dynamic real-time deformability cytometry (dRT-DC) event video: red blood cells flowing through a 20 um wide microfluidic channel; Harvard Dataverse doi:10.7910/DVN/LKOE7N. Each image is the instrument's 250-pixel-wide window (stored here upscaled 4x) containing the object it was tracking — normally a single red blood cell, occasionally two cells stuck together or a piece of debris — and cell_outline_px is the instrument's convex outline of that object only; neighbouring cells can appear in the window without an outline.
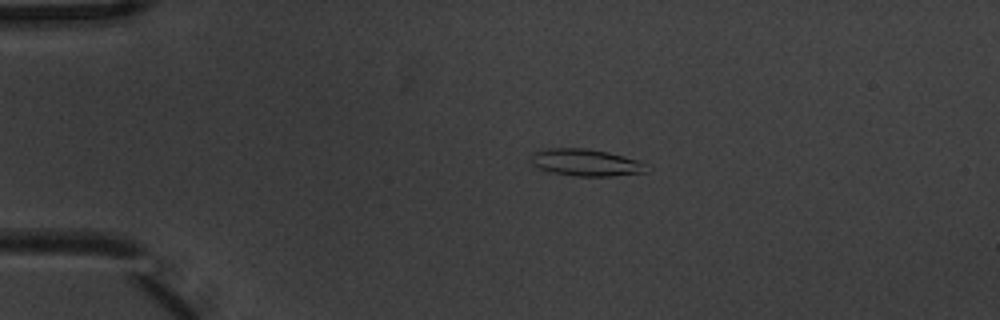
{"species": "common noctule bat (a hibernating species)", "species_latin": "Nyctalus noctula", "temperature_condition": "warm", "stored_images_in_passage": 6, "camera_frame_rate_fps": 3000, "um_per_image_px": 0.085, "animal": {"sex": "male", "body_mass_g": 20.1, "forearm_length_mm": 53.5}, "frame": {"image": 1, "passage_image": 3, "time_ms": 0.667, "image_size_px": [1000, 320], "cell_outline_px": [[648, 172], [608, 176], [576, 176], [552, 172], [540, 168], [532, 164], [528, 160], [532, 152], [544, 148], [588, 148], [608, 152], [624, 156], [636, 160], [644, 164]], "centroid_in_image_um": [49.72, 13.8], "position_along_channel_um": 35.3, "area_um2": 18.21}}
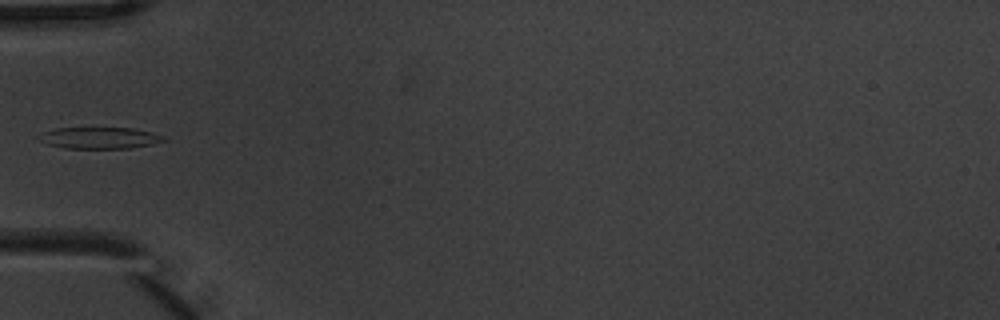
{"frame": {"image": 2, "passage_image": 5, "time_ms": 1.333, "image_size_px": [1000, 320], "cell_outline_px": [[168, 140], [152, 144], [128, 148], [64, 148], [48, 144], [40, 140], [36, 136], [44, 132], [56, 128], [132, 128], [152, 132], [164, 136]], "centroid_in_image_um": [8.48, 11.72], "position_along_channel_um": 76.5, "area_um2": 15.55}}
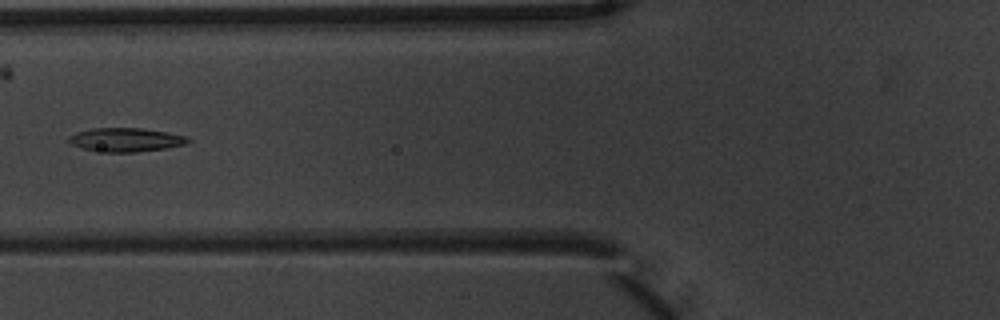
{"frame": {"image": 3, "passage_image": 6, "time_ms": 1.667, "image_size_px": [1000, 320], "cell_outline_px": [[192, 140], [184, 144], [164, 148], [136, 152], [108, 152], [84, 148], [72, 144], [68, 140], [68, 136], [76, 132], [92, 128], [144, 128], [188, 136]], "centroid_in_image_um": [10.71, 11.86], "position_along_channel_um": 115.1, "area_um2": 16.36}}